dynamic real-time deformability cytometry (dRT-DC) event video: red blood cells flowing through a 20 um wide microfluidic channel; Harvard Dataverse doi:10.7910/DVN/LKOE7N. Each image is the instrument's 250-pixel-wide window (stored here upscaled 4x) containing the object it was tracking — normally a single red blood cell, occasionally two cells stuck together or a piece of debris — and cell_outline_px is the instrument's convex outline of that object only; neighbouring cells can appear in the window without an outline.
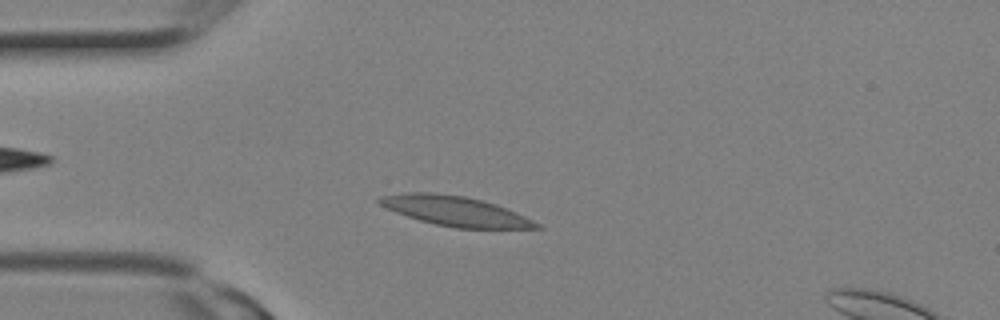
{"species": "Egyptian fruit bat (a non-hibernating species)", "species_latin": "Rousettus aegyptiacus", "temperature_condition": "room temperature", "stored_images_in_passage": 5, "camera_frame_rate_fps": 3000, "um_per_image_px": 0.085, "animal": {"sex": "female"}, "frame": {"image": 1, "passage_image": 4, "time_ms": 1.0, "image_size_px": [1000, 320], "cell_outline_px": [[544, 228], [456, 228], [436, 224], [420, 220], [396, 212], [380, 204], [376, 200], [380, 196], [404, 192], [432, 192], [464, 196], [496, 204], [516, 212], [540, 224]], "centroid_in_image_um": [38.69, 17.93], "position_along_channel_um": 46.3, "area_um2": 26.93}}